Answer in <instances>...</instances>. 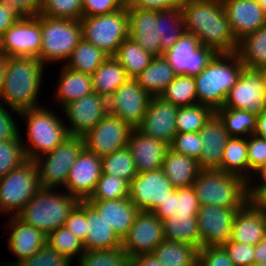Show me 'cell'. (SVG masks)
<instances>
[{
	"instance_id": "6da1fadb",
	"label": "cell",
	"mask_w": 266,
	"mask_h": 266,
	"mask_svg": "<svg viewBox=\"0 0 266 266\" xmlns=\"http://www.w3.org/2000/svg\"><path fill=\"white\" fill-rule=\"evenodd\" d=\"M185 32L217 53H234L238 47L221 0H185L181 6Z\"/></svg>"
},
{
	"instance_id": "7a4b0ae2",
	"label": "cell",
	"mask_w": 266,
	"mask_h": 266,
	"mask_svg": "<svg viewBox=\"0 0 266 266\" xmlns=\"http://www.w3.org/2000/svg\"><path fill=\"white\" fill-rule=\"evenodd\" d=\"M44 69L36 57H8L0 103L5 102L18 115L22 110L40 107L37 99Z\"/></svg>"
},
{
	"instance_id": "3957f363",
	"label": "cell",
	"mask_w": 266,
	"mask_h": 266,
	"mask_svg": "<svg viewBox=\"0 0 266 266\" xmlns=\"http://www.w3.org/2000/svg\"><path fill=\"white\" fill-rule=\"evenodd\" d=\"M243 68L236 52L215 54L194 77L197 102L214 111L222 108L229 90L236 84Z\"/></svg>"
},
{
	"instance_id": "277c9868",
	"label": "cell",
	"mask_w": 266,
	"mask_h": 266,
	"mask_svg": "<svg viewBox=\"0 0 266 266\" xmlns=\"http://www.w3.org/2000/svg\"><path fill=\"white\" fill-rule=\"evenodd\" d=\"M53 188H41L17 217L45 235L63 227L73 208L80 202L75 196Z\"/></svg>"
},
{
	"instance_id": "5b68a950",
	"label": "cell",
	"mask_w": 266,
	"mask_h": 266,
	"mask_svg": "<svg viewBox=\"0 0 266 266\" xmlns=\"http://www.w3.org/2000/svg\"><path fill=\"white\" fill-rule=\"evenodd\" d=\"M192 187L200 205L243 208L250 201L248 182L220 170L201 169Z\"/></svg>"
},
{
	"instance_id": "8992f818",
	"label": "cell",
	"mask_w": 266,
	"mask_h": 266,
	"mask_svg": "<svg viewBox=\"0 0 266 266\" xmlns=\"http://www.w3.org/2000/svg\"><path fill=\"white\" fill-rule=\"evenodd\" d=\"M19 116L26 121L27 126L28 141L26 145L29 147H24L27 160L34 161L38 157L50 153L69 136L62 118L46 107L25 109L20 111Z\"/></svg>"
},
{
	"instance_id": "52a82bcc",
	"label": "cell",
	"mask_w": 266,
	"mask_h": 266,
	"mask_svg": "<svg viewBox=\"0 0 266 266\" xmlns=\"http://www.w3.org/2000/svg\"><path fill=\"white\" fill-rule=\"evenodd\" d=\"M41 39L40 60L44 65L67 61L82 39L80 20L41 15Z\"/></svg>"
},
{
	"instance_id": "ba28073f",
	"label": "cell",
	"mask_w": 266,
	"mask_h": 266,
	"mask_svg": "<svg viewBox=\"0 0 266 266\" xmlns=\"http://www.w3.org/2000/svg\"><path fill=\"white\" fill-rule=\"evenodd\" d=\"M40 189L37 165L27 160L0 179V213L17 216Z\"/></svg>"
},
{
	"instance_id": "9c48e42d",
	"label": "cell",
	"mask_w": 266,
	"mask_h": 266,
	"mask_svg": "<svg viewBox=\"0 0 266 266\" xmlns=\"http://www.w3.org/2000/svg\"><path fill=\"white\" fill-rule=\"evenodd\" d=\"M82 39L92 43L108 56H114L128 37L127 6L104 15L80 19Z\"/></svg>"
},
{
	"instance_id": "30bf717a",
	"label": "cell",
	"mask_w": 266,
	"mask_h": 266,
	"mask_svg": "<svg viewBox=\"0 0 266 266\" xmlns=\"http://www.w3.org/2000/svg\"><path fill=\"white\" fill-rule=\"evenodd\" d=\"M83 148V137L69 135L53 151L35 159L41 188L65 187L69 171Z\"/></svg>"
},
{
	"instance_id": "8fae6325",
	"label": "cell",
	"mask_w": 266,
	"mask_h": 266,
	"mask_svg": "<svg viewBox=\"0 0 266 266\" xmlns=\"http://www.w3.org/2000/svg\"><path fill=\"white\" fill-rule=\"evenodd\" d=\"M41 46V14L18 19L0 37V51L8 57L40 60Z\"/></svg>"
},
{
	"instance_id": "7c38bea8",
	"label": "cell",
	"mask_w": 266,
	"mask_h": 266,
	"mask_svg": "<svg viewBox=\"0 0 266 266\" xmlns=\"http://www.w3.org/2000/svg\"><path fill=\"white\" fill-rule=\"evenodd\" d=\"M222 108L246 110L260 115L266 109L263 69L243 68L236 84L229 90Z\"/></svg>"
},
{
	"instance_id": "4fadbf2b",
	"label": "cell",
	"mask_w": 266,
	"mask_h": 266,
	"mask_svg": "<svg viewBox=\"0 0 266 266\" xmlns=\"http://www.w3.org/2000/svg\"><path fill=\"white\" fill-rule=\"evenodd\" d=\"M215 54L212 49L201 45L195 35L184 32L163 57L177 75L195 77Z\"/></svg>"
},
{
	"instance_id": "5bb4252c",
	"label": "cell",
	"mask_w": 266,
	"mask_h": 266,
	"mask_svg": "<svg viewBox=\"0 0 266 266\" xmlns=\"http://www.w3.org/2000/svg\"><path fill=\"white\" fill-rule=\"evenodd\" d=\"M175 191L162 169L138 173L129 184V199L139 211L154 212Z\"/></svg>"
},
{
	"instance_id": "9a60e30c",
	"label": "cell",
	"mask_w": 266,
	"mask_h": 266,
	"mask_svg": "<svg viewBox=\"0 0 266 266\" xmlns=\"http://www.w3.org/2000/svg\"><path fill=\"white\" fill-rule=\"evenodd\" d=\"M134 129L119 117L107 113L84 137V147L103 157L127 147Z\"/></svg>"
},
{
	"instance_id": "2e32d148",
	"label": "cell",
	"mask_w": 266,
	"mask_h": 266,
	"mask_svg": "<svg viewBox=\"0 0 266 266\" xmlns=\"http://www.w3.org/2000/svg\"><path fill=\"white\" fill-rule=\"evenodd\" d=\"M151 99L152 96L139 86L135 79H128L108 98V113L136 129Z\"/></svg>"
},
{
	"instance_id": "e0dca14e",
	"label": "cell",
	"mask_w": 266,
	"mask_h": 266,
	"mask_svg": "<svg viewBox=\"0 0 266 266\" xmlns=\"http://www.w3.org/2000/svg\"><path fill=\"white\" fill-rule=\"evenodd\" d=\"M239 209L200 205L197 220L201 248L223 246L231 239L233 221Z\"/></svg>"
},
{
	"instance_id": "ac0fdd59",
	"label": "cell",
	"mask_w": 266,
	"mask_h": 266,
	"mask_svg": "<svg viewBox=\"0 0 266 266\" xmlns=\"http://www.w3.org/2000/svg\"><path fill=\"white\" fill-rule=\"evenodd\" d=\"M164 239L162 220L152 212L140 211L123 238L121 247L133 258L152 254Z\"/></svg>"
},
{
	"instance_id": "d6986e66",
	"label": "cell",
	"mask_w": 266,
	"mask_h": 266,
	"mask_svg": "<svg viewBox=\"0 0 266 266\" xmlns=\"http://www.w3.org/2000/svg\"><path fill=\"white\" fill-rule=\"evenodd\" d=\"M63 111L70 124H66L68 134L84 137L108 113V99L92 92L67 104Z\"/></svg>"
},
{
	"instance_id": "ffe728a7",
	"label": "cell",
	"mask_w": 266,
	"mask_h": 266,
	"mask_svg": "<svg viewBox=\"0 0 266 266\" xmlns=\"http://www.w3.org/2000/svg\"><path fill=\"white\" fill-rule=\"evenodd\" d=\"M101 175V157L84 147L69 171L64 190L66 188L69 195L86 201L93 194Z\"/></svg>"
},
{
	"instance_id": "44dd1931",
	"label": "cell",
	"mask_w": 266,
	"mask_h": 266,
	"mask_svg": "<svg viewBox=\"0 0 266 266\" xmlns=\"http://www.w3.org/2000/svg\"><path fill=\"white\" fill-rule=\"evenodd\" d=\"M178 107L160 96H152L140 125L142 134L162 140L170 145L177 134L176 115Z\"/></svg>"
},
{
	"instance_id": "7402d4cb",
	"label": "cell",
	"mask_w": 266,
	"mask_h": 266,
	"mask_svg": "<svg viewBox=\"0 0 266 266\" xmlns=\"http://www.w3.org/2000/svg\"><path fill=\"white\" fill-rule=\"evenodd\" d=\"M237 41L266 24V12L257 0H221Z\"/></svg>"
},
{
	"instance_id": "603a6c76",
	"label": "cell",
	"mask_w": 266,
	"mask_h": 266,
	"mask_svg": "<svg viewBox=\"0 0 266 266\" xmlns=\"http://www.w3.org/2000/svg\"><path fill=\"white\" fill-rule=\"evenodd\" d=\"M128 36L153 56H162L159 37V11L138 10L127 6Z\"/></svg>"
},
{
	"instance_id": "cb8c5ba5",
	"label": "cell",
	"mask_w": 266,
	"mask_h": 266,
	"mask_svg": "<svg viewBox=\"0 0 266 266\" xmlns=\"http://www.w3.org/2000/svg\"><path fill=\"white\" fill-rule=\"evenodd\" d=\"M138 173L160 169L170 148L166 142L134 129L127 143Z\"/></svg>"
},
{
	"instance_id": "d4e9b609",
	"label": "cell",
	"mask_w": 266,
	"mask_h": 266,
	"mask_svg": "<svg viewBox=\"0 0 266 266\" xmlns=\"http://www.w3.org/2000/svg\"><path fill=\"white\" fill-rule=\"evenodd\" d=\"M9 239L7 245L9 250L18 257L14 263L2 264L3 266H16L22 260L36 254L45 244L47 235L31 225L24 223L17 216H12L8 221ZM10 224V225H9Z\"/></svg>"
},
{
	"instance_id": "484cf974",
	"label": "cell",
	"mask_w": 266,
	"mask_h": 266,
	"mask_svg": "<svg viewBox=\"0 0 266 266\" xmlns=\"http://www.w3.org/2000/svg\"><path fill=\"white\" fill-rule=\"evenodd\" d=\"M199 135L203 141L198 161L200 169L221 171L224 148L230 136L216 114L201 128Z\"/></svg>"
},
{
	"instance_id": "4316f807",
	"label": "cell",
	"mask_w": 266,
	"mask_h": 266,
	"mask_svg": "<svg viewBox=\"0 0 266 266\" xmlns=\"http://www.w3.org/2000/svg\"><path fill=\"white\" fill-rule=\"evenodd\" d=\"M123 240L140 212L129 198L116 200H86Z\"/></svg>"
},
{
	"instance_id": "83f0119b",
	"label": "cell",
	"mask_w": 266,
	"mask_h": 266,
	"mask_svg": "<svg viewBox=\"0 0 266 266\" xmlns=\"http://www.w3.org/2000/svg\"><path fill=\"white\" fill-rule=\"evenodd\" d=\"M265 236L266 215L249 201L234 218L231 240L255 246Z\"/></svg>"
},
{
	"instance_id": "f1b7e54d",
	"label": "cell",
	"mask_w": 266,
	"mask_h": 266,
	"mask_svg": "<svg viewBox=\"0 0 266 266\" xmlns=\"http://www.w3.org/2000/svg\"><path fill=\"white\" fill-rule=\"evenodd\" d=\"M87 228L83 249L86 250H110L121 247L122 240L98 214V212L86 201Z\"/></svg>"
},
{
	"instance_id": "f546056e",
	"label": "cell",
	"mask_w": 266,
	"mask_h": 266,
	"mask_svg": "<svg viewBox=\"0 0 266 266\" xmlns=\"http://www.w3.org/2000/svg\"><path fill=\"white\" fill-rule=\"evenodd\" d=\"M161 169L175 188L192 186L201 170L198 161L168 149Z\"/></svg>"
},
{
	"instance_id": "4dcf8cb0",
	"label": "cell",
	"mask_w": 266,
	"mask_h": 266,
	"mask_svg": "<svg viewBox=\"0 0 266 266\" xmlns=\"http://www.w3.org/2000/svg\"><path fill=\"white\" fill-rule=\"evenodd\" d=\"M176 77L167 60L163 56H155L135 80L151 96H160Z\"/></svg>"
},
{
	"instance_id": "1f68e13d",
	"label": "cell",
	"mask_w": 266,
	"mask_h": 266,
	"mask_svg": "<svg viewBox=\"0 0 266 266\" xmlns=\"http://www.w3.org/2000/svg\"><path fill=\"white\" fill-rule=\"evenodd\" d=\"M197 215L173 213L165 220H162L164 238L170 241L193 245L200 249L201 243Z\"/></svg>"
},
{
	"instance_id": "d6a6232c",
	"label": "cell",
	"mask_w": 266,
	"mask_h": 266,
	"mask_svg": "<svg viewBox=\"0 0 266 266\" xmlns=\"http://www.w3.org/2000/svg\"><path fill=\"white\" fill-rule=\"evenodd\" d=\"M60 72L55 95L62 107L94 92L91 75L71 70L64 65Z\"/></svg>"
},
{
	"instance_id": "836d02e7",
	"label": "cell",
	"mask_w": 266,
	"mask_h": 266,
	"mask_svg": "<svg viewBox=\"0 0 266 266\" xmlns=\"http://www.w3.org/2000/svg\"><path fill=\"white\" fill-rule=\"evenodd\" d=\"M236 53L244 68L266 69V24L239 40Z\"/></svg>"
},
{
	"instance_id": "e575fe53",
	"label": "cell",
	"mask_w": 266,
	"mask_h": 266,
	"mask_svg": "<svg viewBox=\"0 0 266 266\" xmlns=\"http://www.w3.org/2000/svg\"><path fill=\"white\" fill-rule=\"evenodd\" d=\"M91 78L93 91L107 99L129 79L125 69L114 56H109Z\"/></svg>"
},
{
	"instance_id": "d590c367",
	"label": "cell",
	"mask_w": 266,
	"mask_h": 266,
	"mask_svg": "<svg viewBox=\"0 0 266 266\" xmlns=\"http://www.w3.org/2000/svg\"><path fill=\"white\" fill-rule=\"evenodd\" d=\"M152 254L166 266H198L199 249L193 245L164 239Z\"/></svg>"
},
{
	"instance_id": "8d00e7d4",
	"label": "cell",
	"mask_w": 266,
	"mask_h": 266,
	"mask_svg": "<svg viewBox=\"0 0 266 266\" xmlns=\"http://www.w3.org/2000/svg\"><path fill=\"white\" fill-rule=\"evenodd\" d=\"M154 57L129 36L120 44L114 55V58L125 69L129 79H135Z\"/></svg>"
},
{
	"instance_id": "74e56055",
	"label": "cell",
	"mask_w": 266,
	"mask_h": 266,
	"mask_svg": "<svg viewBox=\"0 0 266 266\" xmlns=\"http://www.w3.org/2000/svg\"><path fill=\"white\" fill-rule=\"evenodd\" d=\"M199 200L192 186L175 188L168 198L153 212L161 220L175 214H198Z\"/></svg>"
},
{
	"instance_id": "f35d334b",
	"label": "cell",
	"mask_w": 266,
	"mask_h": 266,
	"mask_svg": "<svg viewBox=\"0 0 266 266\" xmlns=\"http://www.w3.org/2000/svg\"><path fill=\"white\" fill-rule=\"evenodd\" d=\"M221 171L239 175L249 181L247 140L244 137H230L224 148Z\"/></svg>"
},
{
	"instance_id": "ab89813d",
	"label": "cell",
	"mask_w": 266,
	"mask_h": 266,
	"mask_svg": "<svg viewBox=\"0 0 266 266\" xmlns=\"http://www.w3.org/2000/svg\"><path fill=\"white\" fill-rule=\"evenodd\" d=\"M108 57L92 43L81 39L64 66L80 73L92 75Z\"/></svg>"
},
{
	"instance_id": "60d3db41",
	"label": "cell",
	"mask_w": 266,
	"mask_h": 266,
	"mask_svg": "<svg viewBox=\"0 0 266 266\" xmlns=\"http://www.w3.org/2000/svg\"><path fill=\"white\" fill-rule=\"evenodd\" d=\"M215 114L223 123L230 137L247 138L256 132L257 114L235 108H219Z\"/></svg>"
},
{
	"instance_id": "b9f144b4",
	"label": "cell",
	"mask_w": 266,
	"mask_h": 266,
	"mask_svg": "<svg viewBox=\"0 0 266 266\" xmlns=\"http://www.w3.org/2000/svg\"><path fill=\"white\" fill-rule=\"evenodd\" d=\"M185 32L180 8L159 11V37L162 56Z\"/></svg>"
},
{
	"instance_id": "7bdbcfd3",
	"label": "cell",
	"mask_w": 266,
	"mask_h": 266,
	"mask_svg": "<svg viewBox=\"0 0 266 266\" xmlns=\"http://www.w3.org/2000/svg\"><path fill=\"white\" fill-rule=\"evenodd\" d=\"M176 107L197 104V93L193 76L177 75L160 95Z\"/></svg>"
},
{
	"instance_id": "ee69618b",
	"label": "cell",
	"mask_w": 266,
	"mask_h": 266,
	"mask_svg": "<svg viewBox=\"0 0 266 266\" xmlns=\"http://www.w3.org/2000/svg\"><path fill=\"white\" fill-rule=\"evenodd\" d=\"M215 114V111L200 103L179 107L176 115L177 133L199 132Z\"/></svg>"
},
{
	"instance_id": "f6af8a7d",
	"label": "cell",
	"mask_w": 266,
	"mask_h": 266,
	"mask_svg": "<svg viewBox=\"0 0 266 266\" xmlns=\"http://www.w3.org/2000/svg\"><path fill=\"white\" fill-rule=\"evenodd\" d=\"M102 174L116 176L129 184L138 174L131 152L127 147L101 157Z\"/></svg>"
},
{
	"instance_id": "bcb514c9",
	"label": "cell",
	"mask_w": 266,
	"mask_h": 266,
	"mask_svg": "<svg viewBox=\"0 0 266 266\" xmlns=\"http://www.w3.org/2000/svg\"><path fill=\"white\" fill-rule=\"evenodd\" d=\"M79 266H131V257L122 248L86 250L77 257Z\"/></svg>"
},
{
	"instance_id": "7dc6e473",
	"label": "cell",
	"mask_w": 266,
	"mask_h": 266,
	"mask_svg": "<svg viewBox=\"0 0 266 266\" xmlns=\"http://www.w3.org/2000/svg\"><path fill=\"white\" fill-rule=\"evenodd\" d=\"M22 139L0 141V179L27 161Z\"/></svg>"
},
{
	"instance_id": "c3c4849f",
	"label": "cell",
	"mask_w": 266,
	"mask_h": 266,
	"mask_svg": "<svg viewBox=\"0 0 266 266\" xmlns=\"http://www.w3.org/2000/svg\"><path fill=\"white\" fill-rule=\"evenodd\" d=\"M129 198V183L122 178L102 174L87 200H116Z\"/></svg>"
},
{
	"instance_id": "681fc988",
	"label": "cell",
	"mask_w": 266,
	"mask_h": 266,
	"mask_svg": "<svg viewBox=\"0 0 266 266\" xmlns=\"http://www.w3.org/2000/svg\"><path fill=\"white\" fill-rule=\"evenodd\" d=\"M46 243L70 260L83 254V243L64 226L47 235Z\"/></svg>"
},
{
	"instance_id": "f907efd6",
	"label": "cell",
	"mask_w": 266,
	"mask_h": 266,
	"mask_svg": "<svg viewBox=\"0 0 266 266\" xmlns=\"http://www.w3.org/2000/svg\"><path fill=\"white\" fill-rule=\"evenodd\" d=\"M40 14L51 18L80 20L82 0H42Z\"/></svg>"
},
{
	"instance_id": "816d5d0a",
	"label": "cell",
	"mask_w": 266,
	"mask_h": 266,
	"mask_svg": "<svg viewBox=\"0 0 266 266\" xmlns=\"http://www.w3.org/2000/svg\"><path fill=\"white\" fill-rule=\"evenodd\" d=\"M169 147L174 152L184 154L199 161L203 141L199 132L177 133Z\"/></svg>"
},
{
	"instance_id": "f5cc1de1",
	"label": "cell",
	"mask_w": 266,
	"mask_h": 266,
	"mask_svg": "<svg viewBox=\"0 0 266 266\" xmlns=\"http://www.w3.org/2000/svg\"><path fill=\"white\" fill-rule=\"evenodd\" d=\"M71 262L67 256L59 254L46 243L36 254L16 266H72Z\"/></svg>"
},
{
	"instance_id": "db71d44e",
	"label": "cell",
	"mask_w": 266,
	"mask_h": 266,
	"mask_svg": "<svg viewBox=\"0 0 266 266\" xmlns=\"http://www.w3.org/2000/svg\"><path fill=\"white\" fill-rule=\"evenodd\" d=\"M246 140L249 162V180H251L254 171L266 163V140L256 134L249 135Z\"/></svg>"
},
{
	"instance_id": "11a10c76",
	"label": "cell",
	"mask_w": 266,
	"mask_h": 266,
	"mask_svg": "<svg viewBox=\"0 0 266 266\" xmlns=\"http://www.w3.org/2000/svg\"><path fill=\"white\" fill-rule=\"evenodd\" d=\"M235 266H253L255 264V246L243 244L231 239L223 245Z\"/></svg>"
},
{
	"instance_id": "9f6ffc18",
	"label": "cell",
	"mask_w": 266,
	"mask_h": 266,
	"mask_svg": "<svg viewBox=\"0 0 266 266\" xmlns=\"http://www.w3.org/2000/svg\"><path fill=\"white\" fill-rule=\"evenodd\" d=\"M198 266H235L223 246H205L199 249Z\"/></svg>"
},
{
	"instance_id": "6f0895ef",
	"label": "cell",
	"mask_w": 266,
	"mask_h": 266,
	"mask_svg": "<svg viewBox=\"0 0 266 266\" xmlns=\"http://www.w3.org/2000/svg\"><path fill=\"white\" fill-rule=\"evenodd\" d=\"M64 227L73 233L82 243L85 241L87 228L86 201H80L71 211Z\"/></svg>"
},
{
	"instance_id": "680465c9",
	"label": "cell",
	"mask_w": 266,
	"mask_h": 266,
	"mask_svg": "<svg viewBox=\"0 0 266 266\" xmlns=\"http://www.w3.org/2000/svg\"><path fill=\"white\" fill-rule=\"evenodd\" d=\"M123 7L119 0H82V17L109 14Z\"/></svg>"
},
{
	"instance_id": "91938a15",
	"label": "cell",
	"mask_w": 266,
	"mask_h": 266,
	"mask_svg": "<svg viewBox=\"0 0 266 266\" xmlns=\"http://www.w3.org/2000/svg\"><path fill=\"white\" fill-rule=\"evenodd\" d=\"M42 0H0L18 19L37 16L41 12Z\"/></svg>"
},
{
	"instance_id": "94428289",
	"label": "cell",
	"mask_w": 266,
	"mask_h": 266,
	"mask_svg": "<svg viewBox=\"0 0 266 266\" xmlns=\"http://www.w3.org/2000/svg\"><path fill=\"white\" fill-rule=\"evenodd\" d=\"M17 121L13 118L11 111L0 103V141L17 139L20 137Z\"/></svg>"
},
{
	"instance_id": "6125c7cd",
	"label": "cell",
	"mask_w": 266,
	"mask_h": 266,
	"mask_svg": "<svg viewBox=\"0 0 266 266\" xmlns=\"http://www.w3.org/2000/svg\"><path fill=\"white\" fill-rule=\"evenodd\" d=\"M185 0H135L130 7L138 10L162 11L181 8Z\"/></svg>"
},
{
	"instance_id": "be15d7a7",
	"label": "cell",
	"mask_w": 266,
	"mask_h": 266,
	"mask_svg": "<svg viewBox=\"0 0 266 266\" xmlns=\"http://www.w3.org/2000/svg\"><path fill=\"white\" fill-rule=\"evenodd\" d=\"M255 176L260 177L259 182L252 183L254 180L248 181V196L250 201L264 188H266V163L261 165L258 169L254 171ZM252 184V185H251ZM256 185V186H255Z\"/></svg>"
},
{
	"instance_id": "e7e4bbea",
	"label": "cell",
	"mask_w": 266,
	"mask_h": 266,
	"mask_svg": "<svg viewBox=\"0 0 266 266\" xmlns=\"http://www.w3.org/2000/svg\"><path fill=\"white\" fill-rule=\"evenodd\" d=\"M17 20L18 18L9 9L0 4V37Z\"/></svg>"
},
{
	"instance_id": "03108f58",
	"label": "cell",
	"mask_w": 266,
	"mask_h": 266,
	"mask_svg": "<svg viewBox=\"0 0 266 266\" xmlns=\"http://www.w3.org/2000/svg\"><path fill=\"white\" fill-rule=\"evenodd\" d=\"M131 266H166L157 260L153 254L138 255L131 259Z\"/></svg>"
},
{
	"instance_id": "003e7915",
	"label": "cell",
	"mask_w": 266,
	"mask_h": 266,
	"mask_svg": "<svg viewBox=\"0 0 266 266\" xmlns=\"http://www.w3.org/2000/svg\"><path fill=\"white\" fill-rule=\"evenodd\" d=\"M255 264L266 263V236L255 245Z\"/></svg>"
},
{
	"instance_id": "a7ac6f4b",
	"label": "cell",
	"mask_w": 266,
	"mask_h": 266,
	"mask_svg": "<svg viewBox=\"0 0 266 266\" xmlns=\"http://www.w3.org/2000/svg\"><path fill=\"white\" fill-rule=\"evenodd\" d=\"M255 134L266 140V109L257 117V129Z\"/></svg>"
},
{
	"instance_id": "89a4df30",
	"label": "cell",
	"mask_w": 266,
	"mask_h": 266,
	"mask_svg": "<svg viewBox=\"0 0 266 266\" xmlns=\"http://www.w3.org/2000/svg\"><path fill=\"white\" fill-rule=\"evenodd\" d=\"M266 215V188L251 200Z\"/></svg>"
},
{
	"instance_id": "2644e50d",
	"label": "cell",
	"mask_w": 266,
	"mask_h": 266,
	"mask_svg": "<svg viewBox=\"0 0 266 266\" xmlns=\"http://www.w3.org/2000/svg\"><path fill=\"white\" fill-rule=\"evenodd\" d=\"M8 62V56L0 51V94L4 84L5 68Z\"/></svg>"
},
{
	"instance_id": "8c879c8a",
	"label": "cell",
	"mask_w": 266,
	"mask_h": 266,
	"mask_svg": "<svg viewBox=\"0 0 266 266\" xmlns=\"http://www.w3.org/2000/svg\"><path fill=\"white\" fill-rule=\"evenodd\" d=\"M124 6H130L135 0H119Z\"/></svg>"
},
{
	"instance_id": "753ad0ef",
	"label": "cell",
	"mask_w": 266,
	"mask_h": 266,
	"mask_svg": "<svg viewBox=\"0 0 266 266\" xmlns=\"http://www.w3.org/2000/svg\"><path fill=\"white\" fill-rule=\"evenodd\" d=\"M262 9L266 12V0H257Z\"/></svg>"
},
{
	"instance_id": "34e18365",
	"label": "cell",
	"mask_w": 266,
	"mask_h": 266,
	"mask_svg": "<svg viewBox=\"0 0 266 266\" xmlns=\"http://www.w3.org/2000/svg\"><path fill=\"white\" fill-rule=\"evenodd\" d=\"M263 80H264L265 94H266V69H263Z\"/></svg>"
},
{
	"instance_id": "11e5206c",
	"label": "cell",
	"mask_w": 266,
	"mask_h": 266,
	"mask_svg": "<svg viewBox=\"0 0 266 266\" xmlns=\"http://www.w3.org/2000/svg\"><path fill=\"white\" fill-rule=\"evenodd\" d=\"M253 266H266V263H262V264H254Z\"/></svg>"
}]
</instances>
